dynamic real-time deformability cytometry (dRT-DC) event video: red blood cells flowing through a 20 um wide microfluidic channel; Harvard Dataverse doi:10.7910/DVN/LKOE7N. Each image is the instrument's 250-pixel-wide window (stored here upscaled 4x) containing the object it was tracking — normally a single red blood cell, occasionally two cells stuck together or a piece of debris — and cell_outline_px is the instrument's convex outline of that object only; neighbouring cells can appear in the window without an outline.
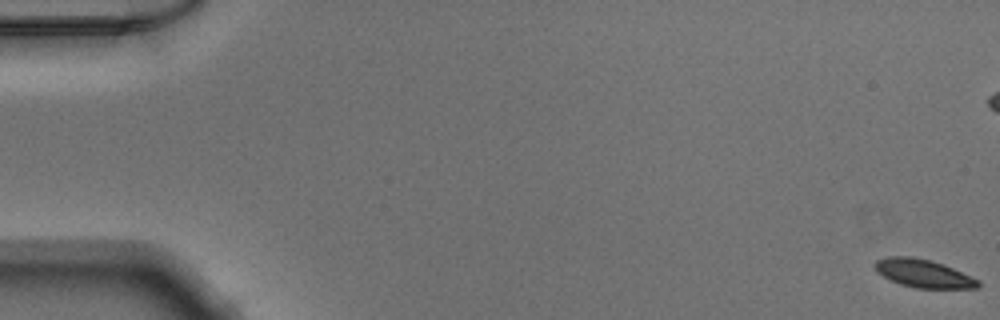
{"species": "Egyptian fruit bat (a non-hibernating species)", "species_latin": "Rousettus aegyptiacus", "temperature_condition": "warm", "stored_images_in_passage": 53, "camera_frame_rate_fps": 3000, "um_per_image_px": 0.085, "animal": {"sex": "male"}, "frame": {"image": 1, "passage_image": 1, "time_ms": 0.0, "image_size_px": [1000, 320], "cell_outline_px": [[980, 284], [976, 288], [916, 288], [900, 284], [876, 272], [876, 260], [888, 256], [912, 256], [944, 264], [980, 280]], "centroid_in_image_um": [78.5, 23.24], "position_along_channel_um": 6.5, "area_um2": 16.76}}
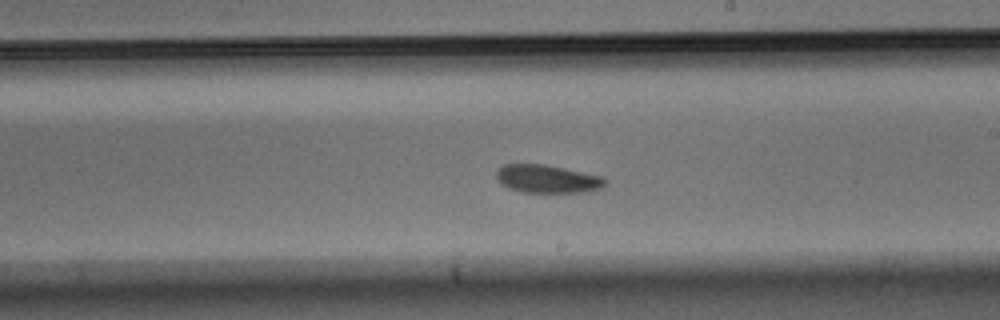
{"frame": {"image": 2, "passage_image": 31, "time_ms": 10.0, "image_size_px": [1000, 320], "cell_outline_px": [[608, 180], [600, 188], [584, 192], [520, 192], [508, 188], [496, 180], [496, 172], [504, 164], [544, 164], [604, 176]], "centroid_in_image_um": [46.52, 15.2], "position_along_channel_um": 242.5, "area_um2": 17.86}}
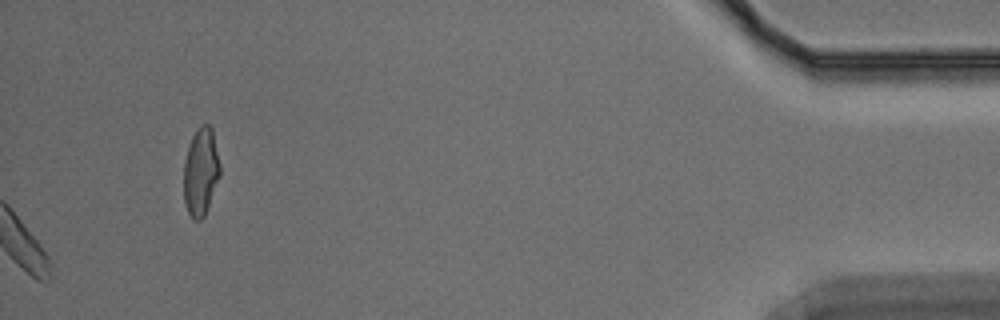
{"frame": {"image": 3, "passage_image": 53, "time_ms": 17.333, "image_size_px": [1000, 320], "cell_outline_px": [[220, 176], [204, 216], [200, 220], [196, 220], [188, 212], [184, 200], [184, 160], [192, 136], [196, 128], [200, 124], [208, 124], [212, 128], [220, 164]], "centroid_in_image_um": [17.07, 14.56], "position_along_channel_um": 418.1, "area_um2": 18.5}}